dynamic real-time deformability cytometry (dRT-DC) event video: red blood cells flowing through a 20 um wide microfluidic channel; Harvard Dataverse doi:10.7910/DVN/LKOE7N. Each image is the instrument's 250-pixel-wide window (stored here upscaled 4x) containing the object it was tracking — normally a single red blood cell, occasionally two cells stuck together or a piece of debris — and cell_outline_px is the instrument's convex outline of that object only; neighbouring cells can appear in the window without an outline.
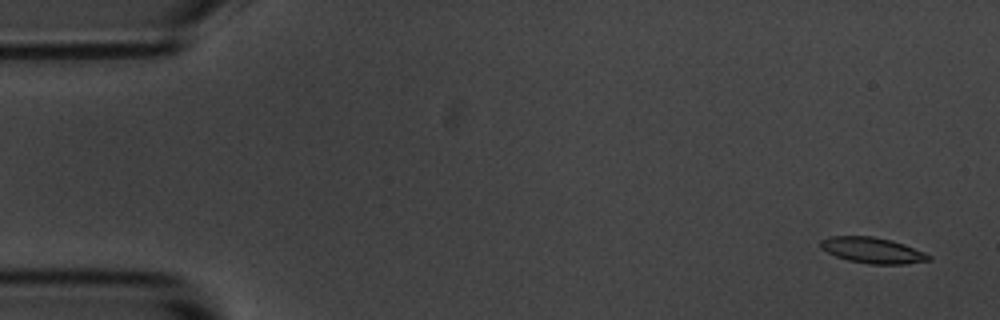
{"species": "common noctule bat (a hibernating species)", "species_latin": "Nyctalus noctula", "temperature_condition": "room temperature", "stored_images_in_passage": 53, "camera_frame_rate_fps": 3000, "um_per_image_px": 0.085, "animal": {"sex": "male", "body_mass_g": 20.1, "forearm_length_mm": 53.5}, "frame": {"image": 1, "passage_image": 1, "time_ms": 0.0, "image_size_px": [1000, 320], "cell_outline_px": [[932, 260], [904, 264], [868, 264], [848, 260], [836, 256], [820, 248], [820, 240], [828, 236], [872, 236], [892, 240], [904, 244], [924, 252], [932, 256]], "centroid_in_image_um": [74.16, 21.27], "position_along_channel_um": 10.8, "area_um2": 16.36}}
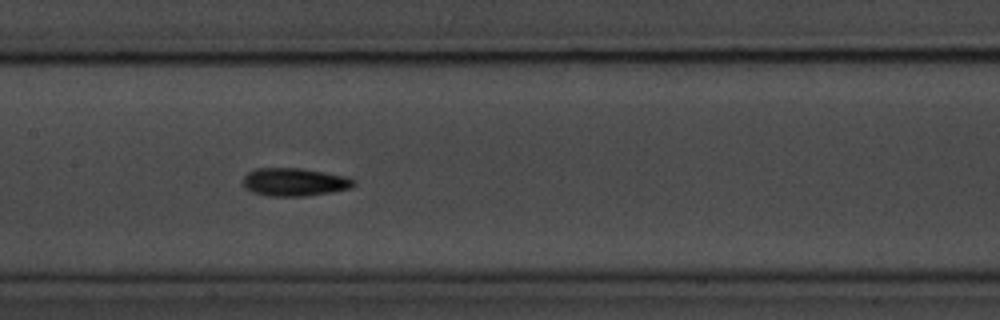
{"frame": {"image": 2, "passage_image": 25, "time_ms": 8.0, "image_size_px": [1000, 320], "cell_outline_px": [[356, 184], [352, 188], [332, 192], [304, 196], [268, 196], [252, 192], [244, 184], [244, 176], [248, 172], [256, 168], [300, 168], [348, 176], [356, 180]], "centroid_in_image_um": [25.09, 15.47], "position_along_channel_um": 182.3, "area_um2": 18.15}}
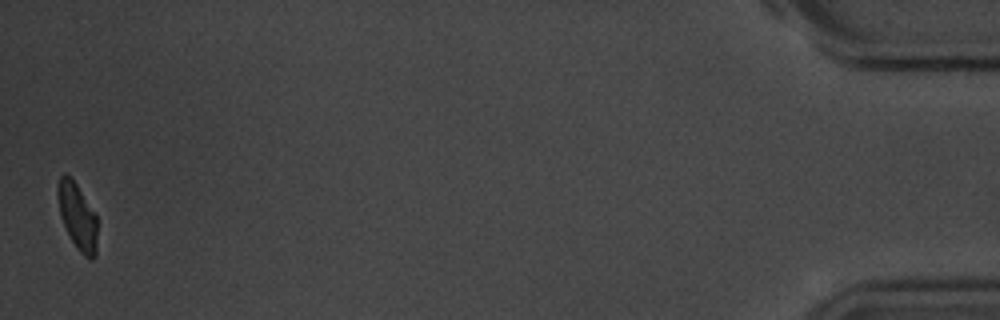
{"frame": {"image": 3, "passage_image": 53, "time_ms": 17.333, "image_size_px": [1000, 320], "cell_outline_px": [[96, 256], [92, 260], [88, 260], [76, 248], [60, 216], [56, 192], [56, 188], [60, 176], [64, 172], [72, 176], [96, 216]], "centroid_in_image_um": [6.55, 18.36], "position_along_channel_um": 428.6, "area_um2": 15.37}, "authors_computed_cell_mechanics": {"area_um2": 16.5886, "velocity_mm_per_s": 3.6389, "shape_relaxation_time_tau1_ms": 2.8107, "shape_relaxation_time_tau2_ms": 4.7895, "deformation_change_tau1": 0.1032, "deformation_change_tau2": 0.1168}}